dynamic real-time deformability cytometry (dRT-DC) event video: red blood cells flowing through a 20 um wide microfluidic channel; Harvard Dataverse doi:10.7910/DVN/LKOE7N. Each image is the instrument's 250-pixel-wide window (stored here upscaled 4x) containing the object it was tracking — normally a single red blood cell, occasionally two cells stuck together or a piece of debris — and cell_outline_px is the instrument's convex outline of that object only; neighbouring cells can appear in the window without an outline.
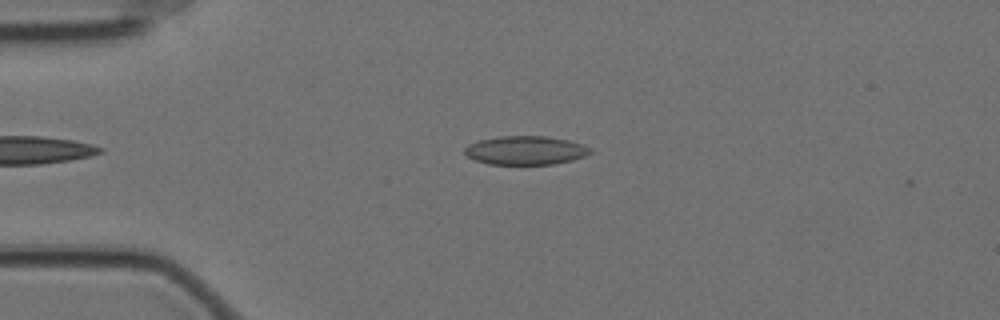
{"species": "Egyptian fruit bat (a non-hibernating species)", "species_latin": "Rousettus aegyptiacus", "temperature_condition": "cold", "stored_images_in_passage": 49, "camera_frame_rate_fps": 3000, "um_per_image_px": 0.085, "animal": {"sex": "female"}, "frame": {"image": 1, "passage_image": 13, "time_ms": 4.0, "image_size_px": [1000, 320], "cell_outline_px": [[592, 152], [584, 156], [572, 160], [552, 164], [488, 164], [476, 160], [468, 156], [464, 152], [464, 148], [468, 144], [480, 140], [500, 136], [544, 136], [568, 140], [584, 144], [592, 148]], "centroid_in_image_um": [44.69, 12.77], "position_along_channel_um": 40.3, "area_um2": 20.98}}
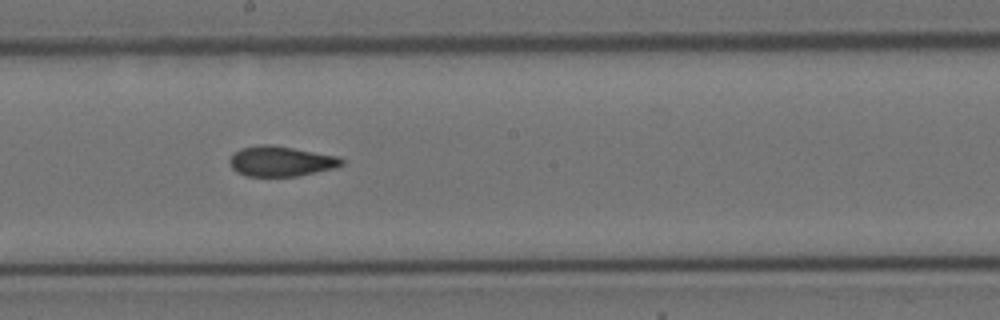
{"frame": {"image": 2, "passage_image": 31, "time_ms": 10.0, "image_size_px": [1000, 320], "cell_outline_px": [[344, 164], [336, 168], [296, 176], [244, 176], [236, 172], [232, 168], [228, 160], [232, 152], [240, 148], [260, 144], [268, 144], [340, 156], [344, 160]], "centroid_in_image_um": [23.85, 13.7], "position_along_channel_um": 224.3, "area_um2": 19.94}}
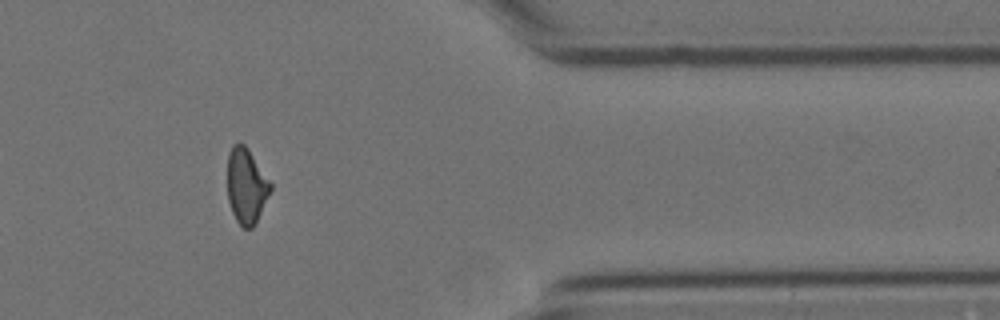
{"frame": {"image": 3, "passage_image": 47, "time_ms": 15.333, "image_size_px": [1000, 320], "cell_outline_px": [[272, 188], [256, 224], [252, 228], [244, 228], [236, 220], [232, 212], [228, 200], [228, 152], [232, 144], [244, 144], [248, 148], [272, 184]], "centroid_in_image_um": [20.94, 15.81], "position_along_channel_um": 390.5, "area_um2": 18.9}, "authors_computed_cell_mechanics": {"area_um2": 20.2878, "velocity_mm_per_s": 3.5095, "shape_relaxation_time_tau1_ms": null, "shape_relaxation_time_tau2_ms": 2.952, "deformation_change_tau1": null, "deformation_change_tau2": 0.0671}}